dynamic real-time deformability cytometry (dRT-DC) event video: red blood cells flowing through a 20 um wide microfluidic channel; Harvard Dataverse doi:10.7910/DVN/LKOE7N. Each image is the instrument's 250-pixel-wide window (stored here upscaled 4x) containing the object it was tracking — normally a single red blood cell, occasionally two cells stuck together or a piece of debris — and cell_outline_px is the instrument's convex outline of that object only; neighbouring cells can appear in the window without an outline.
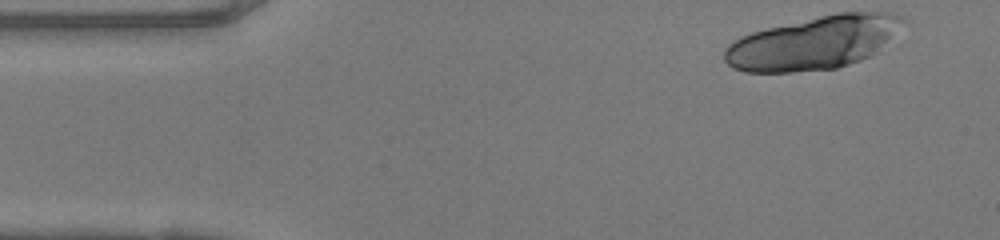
{"species": "human", "species_latin": "Homo sapiens", "temperature_condition": "warm", "stored_images_in_passage": 25, "segment_of_instrument_passage": [1, 2], "camera_frame_rate_fps": 3000, "um_per_image_px": 0.085, "donor": {"sex": "female"}, "frame": {"image": 1, "passage_image": 1, "time_ms": 0.0, "image_size_px": [1000, 240], "cell_outline_px": [[908, 24], [892, 40], [876, 52], [860, 60], [836, 68], [792, 72], [744, 72], [732, 68], [724, 60], [724, 48], [728, 44], [752, 32], [768, 28], [820, 16], [840, 12], [892, 12], [908, 20]], "centroid_in_image_um": [69.24, 3.63], "position_along_channel_um": 15.8, "area_um2": 55.55}}
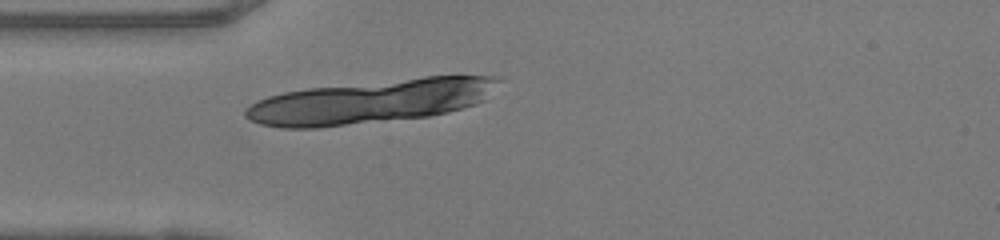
{"frame": {"image": 2, "passage_image": 10, "time_ms": 3.0, "image_size_px": [1000, 240], "cell_outline_px": [[500, 80], [484, 100], [476, 104], [448, 112], [428, 116], [320, 128], [280, 128], [260, 124], [244, 116], [244, 112], [252, 104], [268, 96], [284, 92], [308, 88], [424, 76], [496, 76]], "centroid_in_image_um": [31.49, 8.63], "position_along_channel_um": 53.5, "area_um2": 64.1}}